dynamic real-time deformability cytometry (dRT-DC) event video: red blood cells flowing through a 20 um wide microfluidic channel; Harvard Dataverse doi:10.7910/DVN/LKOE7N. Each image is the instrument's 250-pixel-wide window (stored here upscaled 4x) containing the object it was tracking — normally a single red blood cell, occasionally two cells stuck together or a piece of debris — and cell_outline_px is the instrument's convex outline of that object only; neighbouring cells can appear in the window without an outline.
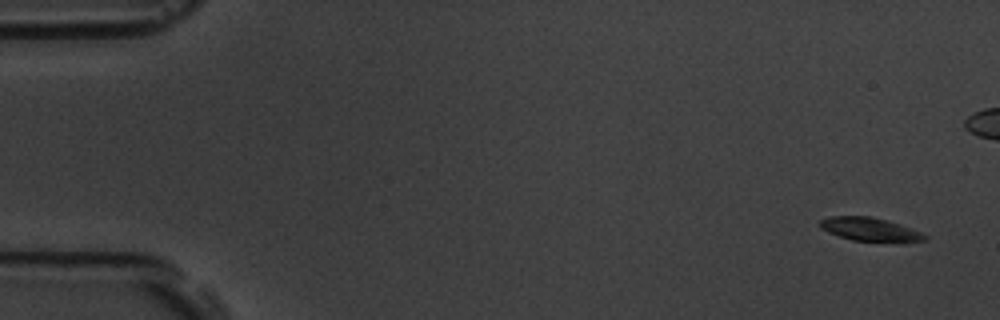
{"species": "common noctule bat (a hibernating species)", "species_latin": "Nyctalus noctula", "temperature_condition": "room temperature", "stored_images_in_passage": 5, "camera_frame_rate_fps": 3000, "um_per_image_px": 0.085, "animal": {"sex": "male", "body_mass_g": 19.5, "forearm_length_mm": 54.6}, "frame": {"image": 1, "passage_image": 1, "time_ms": 0.0, "image_size_px": [1000, 320], "cell_outline_px": [[928, 240], [904, 244], [852, 240], [828, 232], [820, 228], [820, 220], [828, 216], [872, 216], [888, 220], [920, 232], [928, 236]], "centroid_in_image_um": [74.02, 19.53], "position_along_channel_um": 11.0, "area_um2": 14.85}}